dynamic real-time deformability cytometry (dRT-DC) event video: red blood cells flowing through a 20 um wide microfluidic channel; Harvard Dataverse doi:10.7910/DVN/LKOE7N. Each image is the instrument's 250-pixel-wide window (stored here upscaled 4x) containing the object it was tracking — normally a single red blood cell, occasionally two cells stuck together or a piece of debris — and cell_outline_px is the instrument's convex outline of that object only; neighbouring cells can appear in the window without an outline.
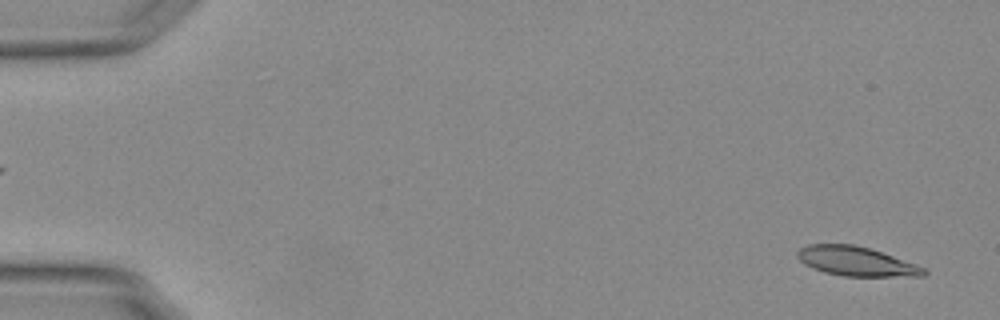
{"species": "Egyptian fruit bat (a non-hibernating species)", "species_latin": "Rousettus aegyptiacus", "temperature_condition": "warm", "stored_images_in_passage": 9, "camera_frame_rate_fps": 3000, "um_per_image_px": 0.085, "animal": {"sex": "female"}, "frame": {"image": 1, "passage_image": 2, "time_ms": 0.333, "image_size_px": [1000, 320], "cell_outline_px": [[928, 272], [924, 276], [844, 276], [824, 272], [812, 268], [804, 264], [796, 256], [796, 252], [800, 248], [808, 244], [852, 244], [868, 248], [916, 264], [924, 268]], "centroid_in_image_um": [72.74, 22.21], "position_along_channel_um": 12.3, "area_um2": 21.44}}